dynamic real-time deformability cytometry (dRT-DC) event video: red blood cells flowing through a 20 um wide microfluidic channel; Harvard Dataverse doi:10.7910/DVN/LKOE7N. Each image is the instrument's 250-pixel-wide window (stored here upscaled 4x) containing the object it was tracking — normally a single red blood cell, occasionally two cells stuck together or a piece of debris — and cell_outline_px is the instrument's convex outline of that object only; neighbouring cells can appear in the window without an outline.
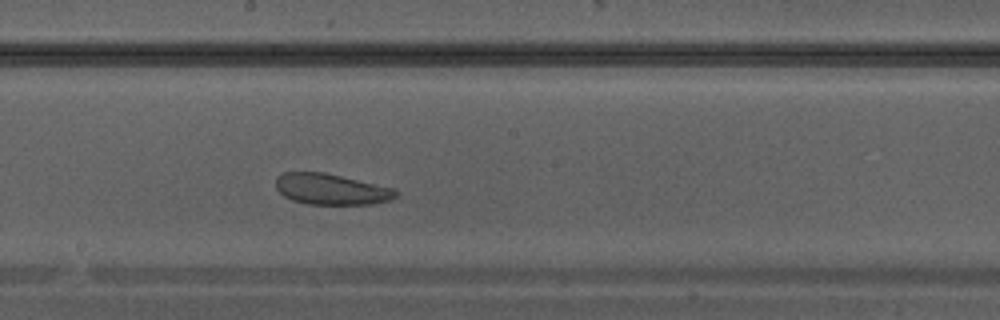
{"species": "Egyptian fruit bat (a non-hibernating species)", "species_latin": "Rousettus aegyptiacus", "temperature_condition": "warm", "stored_images_in_passage": 29, "camera_frame_rate_fps": 3000, "um_per_image_px": 0.085, "animal": {"sex": "male"}, "frame": {"image": 1, "passage_image": 13, "time_ms": 4.0, "image_size_px": [1000, 320], "cell_outline_px": [[400, 192], [392, 200], [372, 204], [308, 204], [292, 200], [284, 196], [276, 188], [276, 176], [284, 172], [324, 172], [396, 188]], "centroid_in_image_um": [28.19, 16.08], "position_along_channel_um": 220.0, "area_um2": 21.85}}